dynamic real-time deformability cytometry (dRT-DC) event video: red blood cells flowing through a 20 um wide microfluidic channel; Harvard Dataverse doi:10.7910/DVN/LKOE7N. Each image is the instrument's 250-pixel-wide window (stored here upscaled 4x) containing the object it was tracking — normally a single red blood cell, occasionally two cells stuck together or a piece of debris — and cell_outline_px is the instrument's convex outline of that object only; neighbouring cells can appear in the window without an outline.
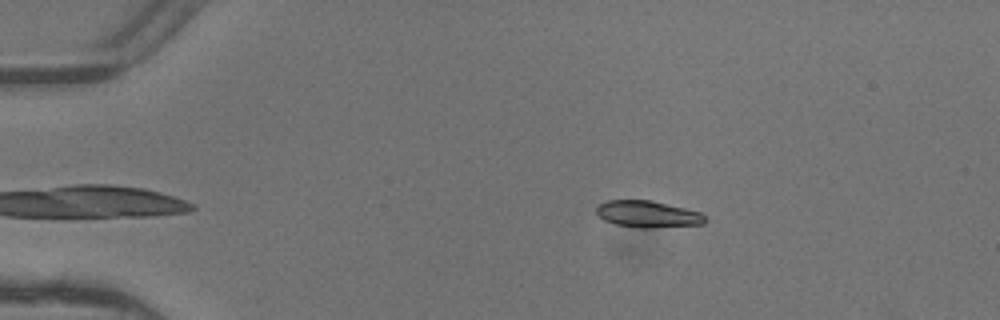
{"species": "common noctule bat (a hibernating species)", "species_latin": "Nyctalus noctula", "temperature_condition": "warm", "stored_images_in_passage": 2, "camera_frame_rate_fps": 3000, "um_per_image_px": 0.085, "animal": {"sex": "female"}, "frame": {"image": 1, "passage_image": 2, "time_ms": 0.333, "image_size_px": [1000, 320], "cell_outline_px": [[708, 220], [704, 224], [652, 228], [640, 228], [616, 224], [604, 220], [596, 212], [596, 208], [600, 204], [608, 200], [652, 200], [700, 212]], "centroid_in_image_um": [55.08, 18.2], "position_along_channel_um": 29.9, "area_um2": 16.88}}